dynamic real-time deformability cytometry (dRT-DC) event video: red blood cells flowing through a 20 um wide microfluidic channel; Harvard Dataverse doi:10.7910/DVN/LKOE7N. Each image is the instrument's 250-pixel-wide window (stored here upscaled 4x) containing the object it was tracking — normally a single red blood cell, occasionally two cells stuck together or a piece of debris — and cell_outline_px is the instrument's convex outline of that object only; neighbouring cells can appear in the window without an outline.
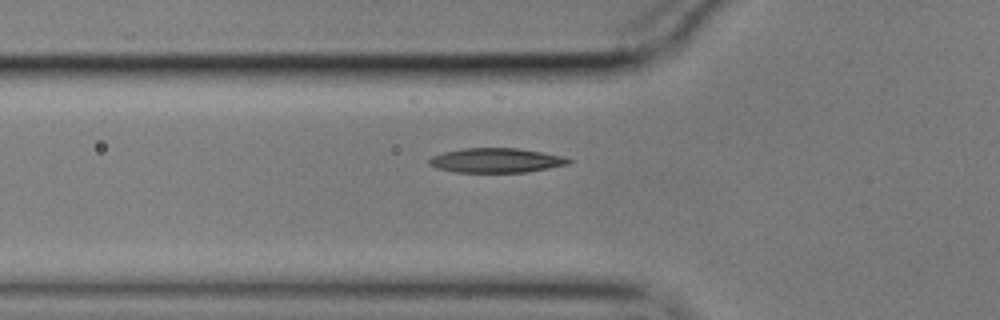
{"species": "common noctule bat (a hibernating species)", "species_latin": "Nyctalus noctula", "temperature_condition": "cold", "stored_images_in_passage": 4, "camera_frame_rate_fps": 3000, "um_per_image_px": 0.085, "animal": {"sex": "male", "body_mass_g": 17.9}, "frame": {"image": 1, "passage_image": 2, "time_ms": 0.333, "image_size_px": [1000, 320], "cell_outline_px": [[572, 164], [528, 172], [456, 172], [436, 168], [428, 164], [428, 160], [432, 156], [444, 152], [464, 148], [516, 148], [564, 156], [572, 160]], "centroid_in_image_um": [42.2, 13.64], "position_along_channel_um": 83.6, "area_um2": 20.0}}